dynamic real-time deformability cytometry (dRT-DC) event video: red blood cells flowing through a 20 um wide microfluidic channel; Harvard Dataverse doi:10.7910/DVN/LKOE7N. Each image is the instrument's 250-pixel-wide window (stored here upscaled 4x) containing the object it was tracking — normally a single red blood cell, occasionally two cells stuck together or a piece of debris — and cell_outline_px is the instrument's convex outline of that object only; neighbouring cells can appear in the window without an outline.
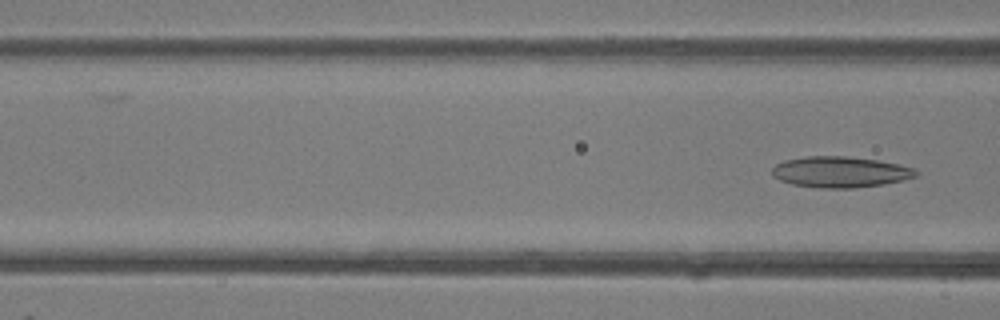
{"species": "common noctule bat (a hibernating species)", "species_latin": "Nyctalus noctula", "temperature_condition": "room temperature", "stored_images_in_passage": 17, "camera_frame_rate_fps": 3000, "um_per_image_px": 0.085, "animal": {"sex": "female"}, "frame": {"image": 1, "passage_image": 17, "time_ms": 5.333, "image_size_px": [1000, 320], "cell_outline_px": [[920, 172], [916, 176], [904, 180], [884, 184], [852, 188], [824, 188], [792, 184], [780, 180], [772, 176], [772, 168], [776, 164], [784, 160], [808, 156], [848, 156], [876, 160], [900, 164], [912, 168]], "centroid_in_image_um": [71.43, 14.61], "position_along_channel_um": 95.2, "area_um2": 25.95}}